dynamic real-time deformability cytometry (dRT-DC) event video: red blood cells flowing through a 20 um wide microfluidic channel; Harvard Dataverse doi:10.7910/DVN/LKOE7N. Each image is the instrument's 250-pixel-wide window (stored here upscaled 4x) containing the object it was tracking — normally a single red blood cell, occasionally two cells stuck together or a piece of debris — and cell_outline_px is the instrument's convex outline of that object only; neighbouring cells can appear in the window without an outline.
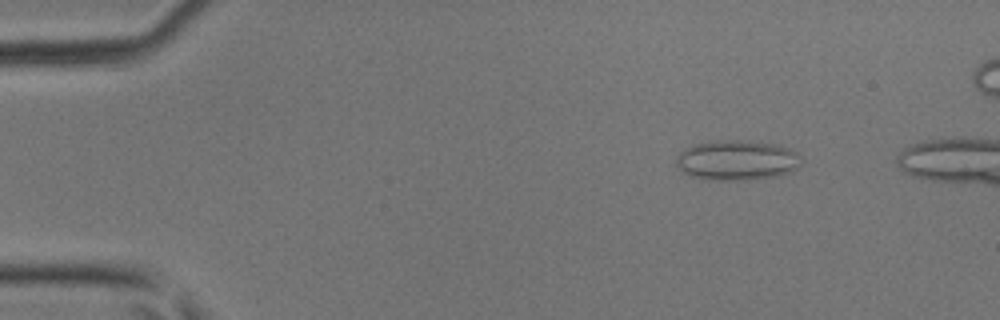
{"species": "common noctule bat (a hibernating species)", "species_latin": "Nyctalus noctula", "temperature_condition": "room temperature", "stored_images_in_passage": 43, "camera_frame_rate_fps": 3000, "um_per_image_px": 0.085, "animal": {"sex": "male", "body_mass_g": 17.9, "forearm_length_mm": 54.2}, "frame": {"image": 1, "passage_image": 6, "time_ms": 1.667, "image_size_px": [1000, 320], "cell_outline_px": [[800, 164], [792, 172], [776, 176], [740, 180], [704, 180], [692, 176], [684, 172], [676, 164], [676, 156], [684, 148], [692, 144], [716, 140], [748, 140], [776, 144], [800, 152]], "centroid_in_image_um": [62.63, 13.6], "position_along_channel_um": 22.4, "area_um2": 29.54}}
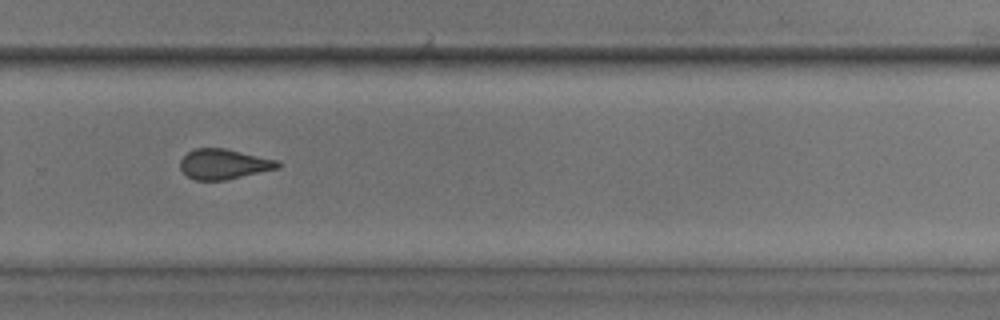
{"frame": {"image": 2, "passage_image": 31, "time_ms": 10.0, "image_size_px": [1000, 320], "cell_outline_px": [[280, 168], [224, 180], [196, 180], [188, 176], [180, 168], [180, 160], [188, 152], [196, 148], [224, 148], [280, 160]], "centroid_in_image_um": [19.05, 13.94], "position_along_channel_um": 310.7, "area_um2": 17.11}}
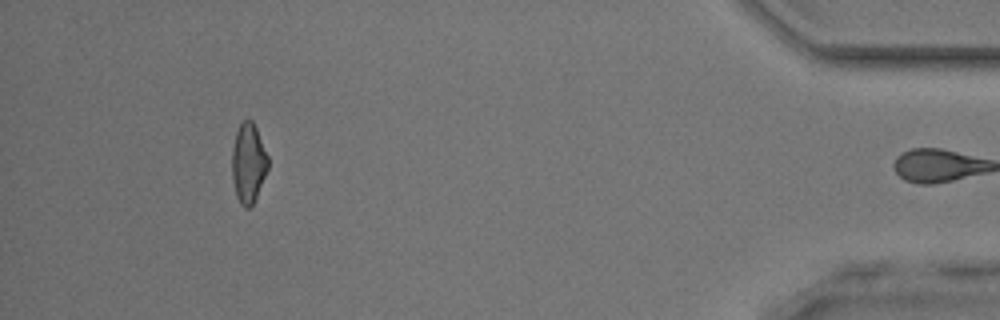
{"frame": {"image": 3, "passage_image": 42, "time_ms": 13.667, "image_size_px": [1000, 320], "cell_outline_px": [[268, 168], [256, 196], [252, 204], [248, 208], [244, 208], [240, 204], [236, 196], [232, 180], [232, 148], [236, 132], [240, 124], [244, 120], [252, 120], [256, 128], [268, 156]], "centroid_in_image_um": [21.09, 13.87], "position_along_channel_um": 414.1, "area_um2": 16.59}}